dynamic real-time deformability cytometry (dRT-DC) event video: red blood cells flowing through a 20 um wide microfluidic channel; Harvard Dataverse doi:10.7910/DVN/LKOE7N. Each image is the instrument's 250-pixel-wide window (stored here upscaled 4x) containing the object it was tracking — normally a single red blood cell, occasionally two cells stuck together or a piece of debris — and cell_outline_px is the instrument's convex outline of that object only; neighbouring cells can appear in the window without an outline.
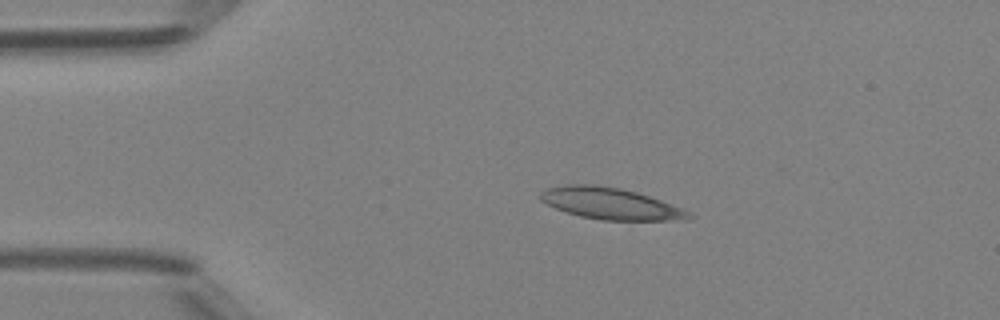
{"species": "Egyptian fruit bat (a non-hibernating species)", "species_latin": "Rousettus aegyptiacus", "temperature_condition": "room temperature", "stored_images_in_passage": 39, "camera_frame_rate_fps": 3000, "um_per_image_px": 0.085, "animal": {"sex": "female"}, "frame": {"image": 1, "passage_image": 1, "time_ms": 0.0, "image_size_px": [1000, 320], "cell_outline_px": [[692, 216], [688, 220], [600, 220], [580, 216], [564, 212], [540, 200], [540, 192], [544, 188], [564, 184], [596, 184], [620, 188], [636, 192], [684, 208], [692, 212]], "centroid_in_image_um": [51.88, 17.3], "position_along_channel_um": 33.1, "area_um2": 27.51}}
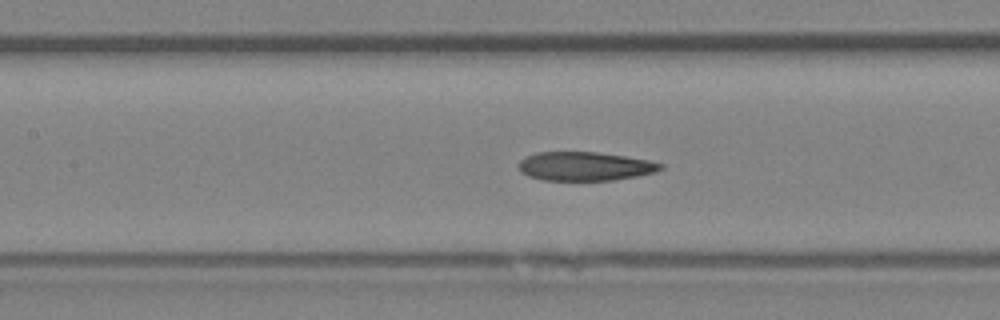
{"frame": {"image": 2, "passage_image": 13, "time_ms": 4.0, "image_size_px": [1000, 320], "cell_outline_px": [[664, 168], [656, 172], [636, 176], [612, 180], [544, 180], [528, 176], [520, 172], [516, 168], [516, 164], [524, 156], [536, 152], [596, 152], [624, 156], [648, 160], [664, 164]], "centroid_in_image_um": [49.66, 14.13], "position_along_channel_um": 157.7, "area_um2": 24.04}}
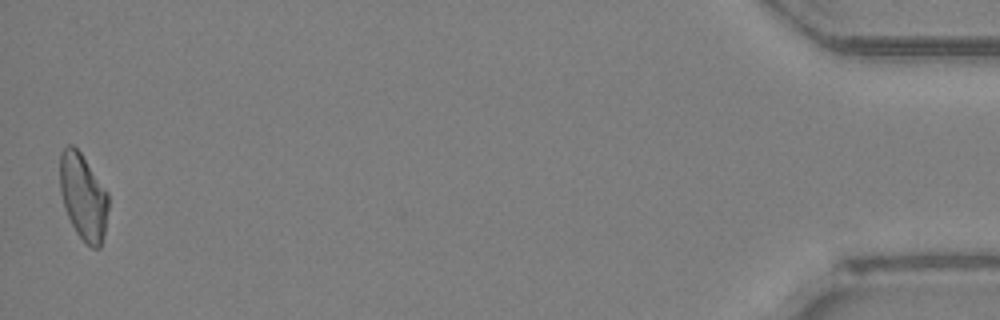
{"frame": {"image": 3, "passage_image": 39, "time_ms": 12.667, "image_size_px": [1000, 320], "cell_outline_px": [[108, 208], [104, 232], [100, 248], [92, 248], [76, 232], [68, 216], [60, 192], [60, 152], [68, 144], [72, 144], [80, 152], [108, 192]], "centroid_in_image_um": [7.07, 16.7], "position_along_channel_um": 428.1, "area_um2": 24.04}, "authors_computed_cell_mechanics": {"area_um2": 24.7962, "velocity_mm_per_s": 4.2312, "shape_relaxation_time_tau1_ms": null, "shape_relaxation_time_tau2_ms": 7.9771, "deformation_change_tau1": null, "deformation_change_tau2": 0.2101}}